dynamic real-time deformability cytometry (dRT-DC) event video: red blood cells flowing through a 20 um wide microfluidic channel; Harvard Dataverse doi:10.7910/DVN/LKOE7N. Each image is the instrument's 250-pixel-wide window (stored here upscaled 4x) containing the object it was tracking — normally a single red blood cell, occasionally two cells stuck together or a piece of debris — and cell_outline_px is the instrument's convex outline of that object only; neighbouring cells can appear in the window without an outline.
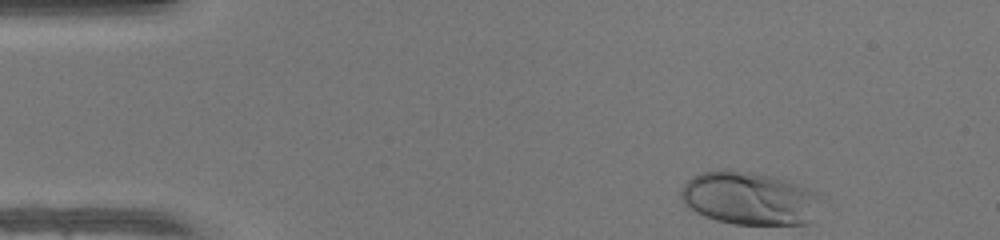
{"species": "human", "species_latin": "Homo sapiens", "temperature_condition": "warm", "stored_images_in_passage": 44, "camera_frame_rate_fps": 3000, "um_per_image_px": 0.085, "donor": {"sex": "female"}, "frame": {"image": 1, "passage_image": 1, "time_ms": 0.0, "image_size_px": [1000, 240], "cell_outline_px": [[824, 196], [808, 224], [732, 224], [716, 220], [704, 216], [696, 212], [684, 204], [680, 196], [680, 192], [684, 184], [692, 176], [704, 172], [724, 168], [772, 176], [816, 192]], "centroid_in_image_um": [63.67, 16.86], "position_along_channel_um": 21.3, "area_um2": 43.18}}
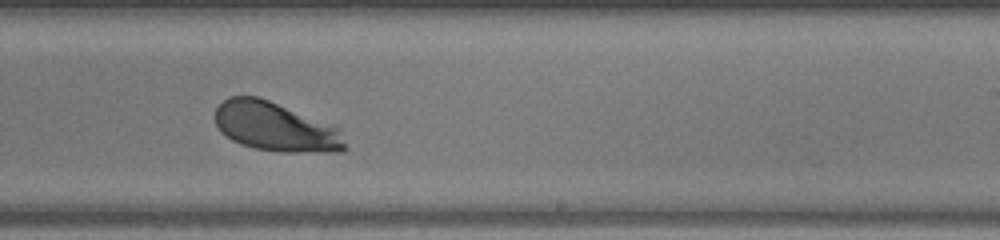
{"frame": {"image": 2, "passage_image": 25, "time_ms": 8.0, "image_size_px": [1000, 240], "cell_outline_px": [[344, 152], [280, 152], [256, 148], [240, 144], [224, 136], [220, 132], [212, 116], [216, 108], [228, 96], [256, 96], [268, 100], [340, 128], [344, 144]], "centroid_in_image_um": [23.35, 10.79], "position_along_channel_um": 265.6, "area_um2": 37.17}}
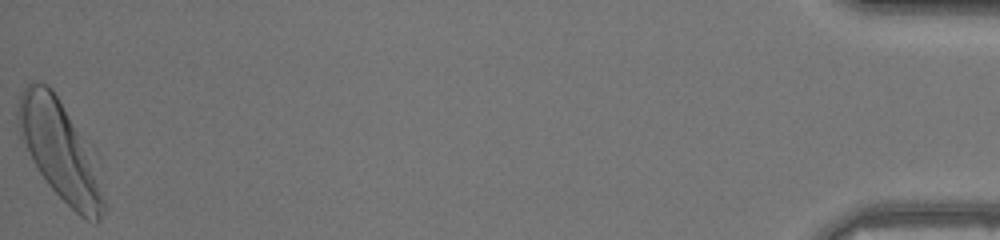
{"frame": {"image": 3, "passage_image": 44, "time_ms": 14.333, "image_size_px": [1000, 240], "cell_outline_px": [[108, 208], [100, 220], [96, 224], [84, 220], [48, 184], [32, 160], [20, 136], [16, 120], [16, 112], [20, 92], [32, 80], [48, 84], [52, 88], [76, 132], [92, 164]], "centroid_in_image_um": [5.0, 12.83], "position_along_channel_um": 430.2, "area_um2": 46.93}, "authors_computed_cell_mechanics": {"area_um2": 38.2058, "velocity_mm_per_s": 4.2154, "shape_relaxation_time_tau1_ms": 1.4028, "shape_relaxation_time_tau2_ms": null, "deformation_change_tau1": 0.1251, "deformation_change_tau2": null}}